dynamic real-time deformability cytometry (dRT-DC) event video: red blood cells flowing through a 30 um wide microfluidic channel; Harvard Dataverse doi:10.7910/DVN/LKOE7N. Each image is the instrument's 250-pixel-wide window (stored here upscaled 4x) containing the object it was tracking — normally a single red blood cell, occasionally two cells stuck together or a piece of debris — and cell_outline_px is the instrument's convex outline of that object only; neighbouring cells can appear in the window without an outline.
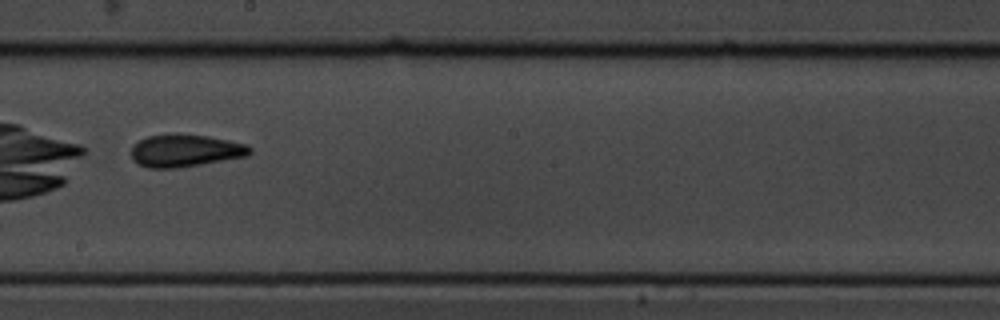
{"species": "common noctule bat (a hibernating species)", "species_latin": "Nyctalus noctula", "temperature_condition": "cold", "stored_images_in_passage": 16, "camera_frame_rate_fps": 3000, "um_per_image_px": 0.085, "animal": {"sex": "male", "body_mass_g": 19.5, "forearm_length_mm": 54.6}, "frame": {"image": 1, "passage_image": 10, "time_ms": 3.0, "image_size_px": [1000, 320], "cell_outline_px": [[252, 152], [248, 156], [176, 168], [148, 168], [136, 164], [132, 160], [132, 148], [140, 140], [148, 136], [172, 132], [176, 132], [208, 136], [248, 144], [252, 148]], "centroid_in_image_um": [15.75, 12.78], "position_along_channel_um": 232.5, "area_um2": 22.77}}